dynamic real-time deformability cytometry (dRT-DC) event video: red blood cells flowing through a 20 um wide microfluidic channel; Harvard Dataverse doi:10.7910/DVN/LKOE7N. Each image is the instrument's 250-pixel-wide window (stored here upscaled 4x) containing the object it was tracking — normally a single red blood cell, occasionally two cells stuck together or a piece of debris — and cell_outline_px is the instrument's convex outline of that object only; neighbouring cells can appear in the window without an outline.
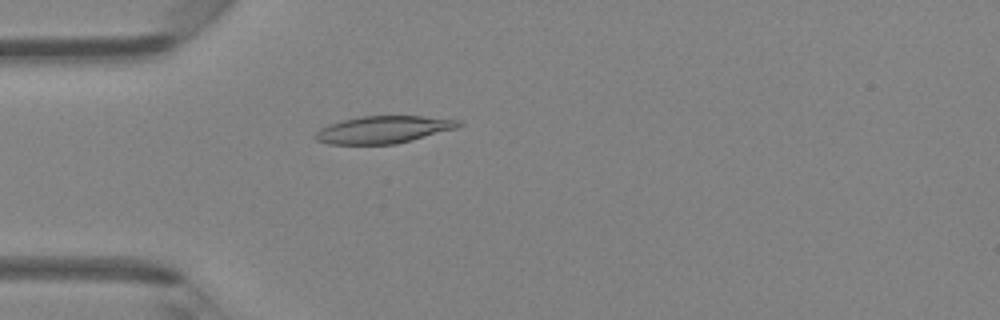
{"species": "Egyptian fruit bat (a non-hibernating species)", "species_latin": "Rousettus aegyptiacus", "temperature_condition": "room temperature", "stored_images_in_passage": 39, "camera_frame_rate_fps": 3000, "um_per_image_px": 0.085, "animal": {"sex": "female"}, "frame": {"image": 1, "passage_image": 5, "time_ms": 1.333, "image_size_px": [1000, 320], "cell_outline_px": [[464, 124], [456, 128], [412, 140], [396, 144], [328, 144], [316, 140], [312, 136], [320, 128], [328, 124], [360, 116], [424, 116], [460, 120]], "centroid_in_image_um": [32.57, 11.02], "position_along_channel_um": 52.4, "area_um2": 22.83}}
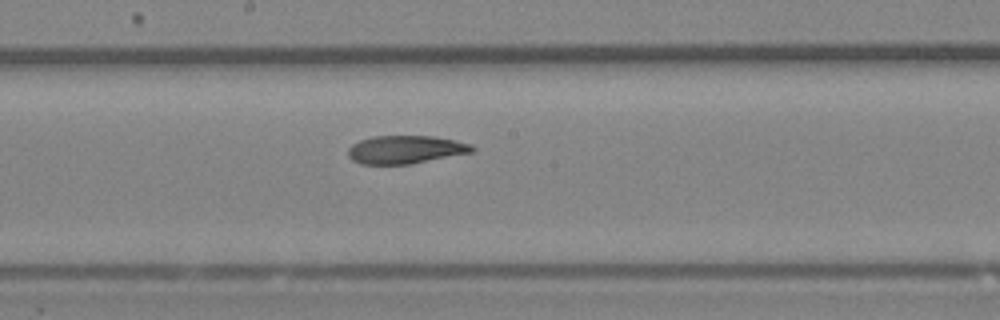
{"frame": {"image": 2, "passage_image": 17, "time_ms": 5.333, "image_size_px": [1000, 320], "cell_outline_px": [[476, 152], [412, 164], [360, 164], [352, 160], [348, 156], [348, 148], [352, 144], [360, 140], [372, 136], [432, 136], [456, 140], [472, 144], [476, 148]], "centroid_in_image_um": [34.52, 12.72], "position_along_channel_um": 213.7, "area_um2": 20.69}}
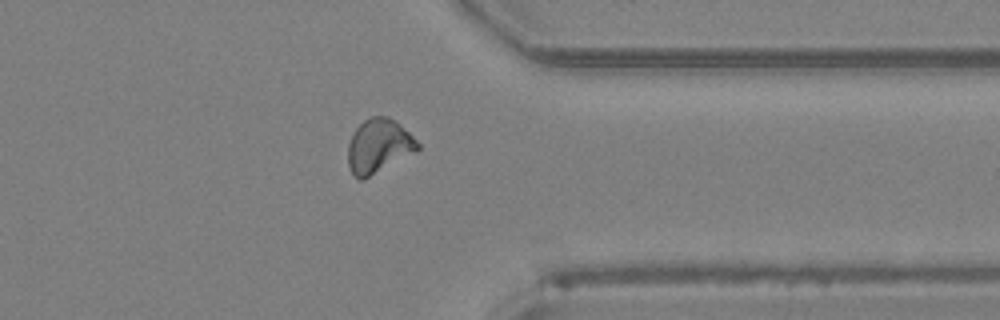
{"frame": {"image": 3, "passage_image": 29, "time_ms": 9.333, "image_size_px": [1000, 320], "cell_outline_px": [[420, 148], [416, 152], [364, 180], [360, 180], [352, 176], [348, 168], [348, 144], [352, 132], [368, 116], [388, 116], [396, 120], [420, 144]], "centroid_in_image_um": [32.17, 12.43], "position_along_channel_um": 379.2, "area_um2": 22.37}, "authors_computed_cell_mechanics": {"area_um2": 21.3282, "velocity_mm_per_s": 4.2695, "shape_relaxation_time_tau1_ms": 7.4684, "shape_relaxation_time_tau2_ms": 4.7793, "deformation_change_tau1": 0.2065, "deformation_change_tau2": 0.1169}}